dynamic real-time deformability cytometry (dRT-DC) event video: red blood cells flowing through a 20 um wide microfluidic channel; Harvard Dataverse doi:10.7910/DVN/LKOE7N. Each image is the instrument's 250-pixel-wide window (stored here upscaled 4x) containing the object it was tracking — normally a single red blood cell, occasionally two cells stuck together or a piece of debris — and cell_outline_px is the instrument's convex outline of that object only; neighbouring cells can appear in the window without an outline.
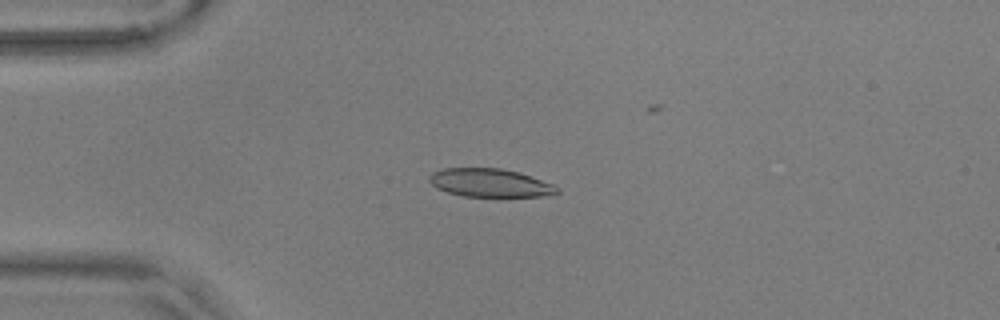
{"species": "common noctule bat (a hibernating species)", "species_latin": "Nyctalus noctula", "temperature_condition": "warm", "stored_images_in_passage": 46, "camera_frame_rate_fps": 3000, "um_per_image_px": 0.085, "animal": {"sex": "male", "body_mass_g": 17.9, "forearm_length_mm": 54.2}, "frame": {"image": 1, "passage_image": 14, "time_ms": 4.333, "image_size_px": [1000, 320], "cell_outline_px": [[560, 192], [552, 196], [464, 196], [448, 192], [436, 188], [428, 180], [428, 176], [432, 172], [444, 168], [500, 168], [520, 172], [552, 184], [560, 188]], "centroid_in_image_um": [41.67, 15.54], "position_along_channel_um": 43.3, "area_um2": 21.15}}
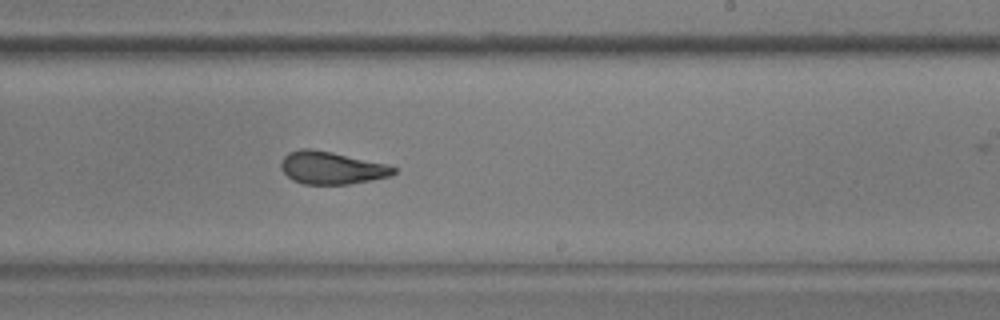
{"frame": {"image": 2, "passage_image": 34, "time_ms": 11.0, "image_size_px": [1000, 320], "cell_outline_px": [[396, 172], [392, 176], [372, 180], [348, 184], [304, 184], [292, 180], [280, 168], [280, 164], [284, 156], [288, 152], [300, 148], [312, 148], [332, 152], [388, 164], [396, 168]], "centroid_in_image_um": [28.18, 14.26], "position_along_channel_um": 260.8, "area_um2": 21.56}}
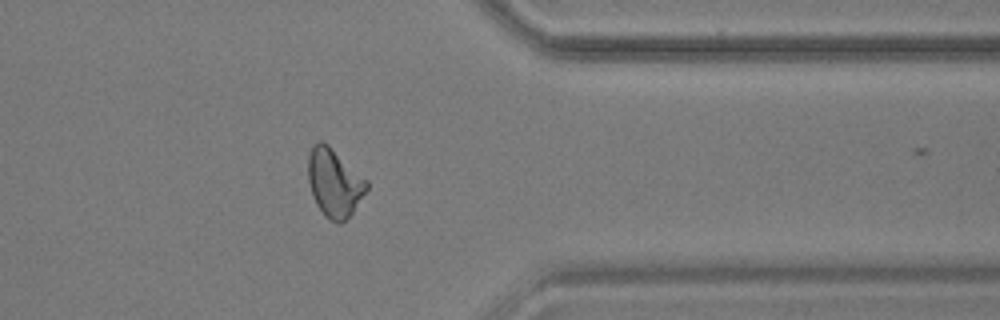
{"frame": {"image": 3, "passage_image": 45, "time_ms": 14.667, "image_size_px": [1000, 320], "cell_outline_px": [[368, 188], [352, 212], [340, 224], [336, 224], [328, 220], [324, 216], [316, 204], [312, 196], [308, 180], [308, 156], [312, 144], [320, 140], [324, 140], [368, 180]], "centroid_in_image_um": [28.4, 15.51], "position_along_channel_um": 383.0, "area_um2": 23.52}}